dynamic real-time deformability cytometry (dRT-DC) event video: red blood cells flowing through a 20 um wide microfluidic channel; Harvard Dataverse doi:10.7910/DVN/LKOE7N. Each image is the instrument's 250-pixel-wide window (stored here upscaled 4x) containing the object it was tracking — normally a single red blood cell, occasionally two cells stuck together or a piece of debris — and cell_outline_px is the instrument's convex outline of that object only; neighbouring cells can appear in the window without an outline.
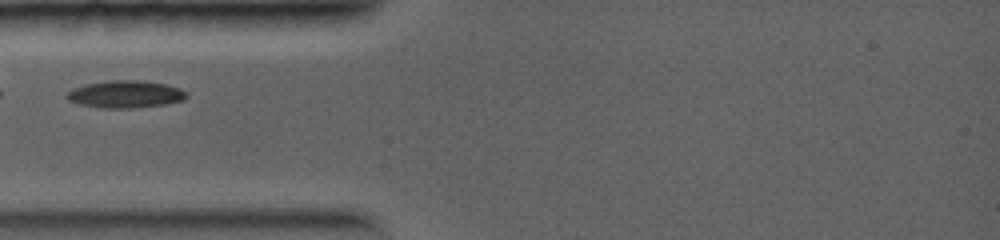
{"species": "common noctule bat (a hibernating species)", "species_latin": "Nyctalus noctula", "temperature_condition": "warm", "stored_images_in_passage": 6, "camera_frame_rate_fps": 5000, "um_per_image_px": 0.085, "animal": {"sex": "female", "body_mass_g": 19.0, "forearm_length_mm": 56.7}, "frame": {"image": 1, "passage_image": 1, "time_ms": 0.0, "image_size_px": [1000, 240], "cell_outline_px": [[188, 96], [184, 100], [164, 104], [132, 108], [100, 108], [80, 104], [68, 100], [64, 96], [68, 92], [76, 88], [88, 84], [108, 80], [140, 80], [164, 84], [180, 88]], "centroid_in_image_um": [10.66, 8.01], "position_along_channel_um": 74.3, "area_um2": 18.84}}